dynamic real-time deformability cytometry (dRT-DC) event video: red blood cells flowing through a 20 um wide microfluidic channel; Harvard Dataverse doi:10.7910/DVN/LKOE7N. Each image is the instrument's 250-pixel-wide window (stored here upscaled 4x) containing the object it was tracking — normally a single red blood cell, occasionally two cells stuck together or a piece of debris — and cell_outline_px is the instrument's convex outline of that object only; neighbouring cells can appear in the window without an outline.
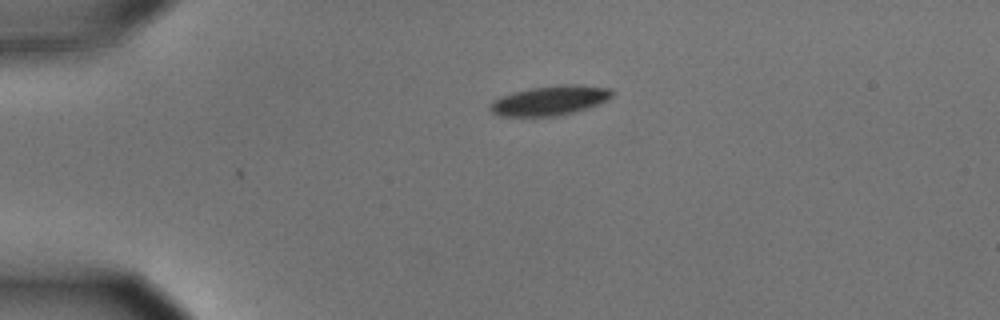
{"species": "common noctule bat (a hibernating species)", "species_latin": "Nyctalus noctula", "temperature_condition": "cold", "stored_images_in_passage": 9, "camera_frame_rate_fps": 3000, "um_per_image_px": 0.085, "animal": {"sex": "male", "body_mass_g": 15.6}, "frame": {"image": 1, "passage_image": 1, "time_ms": 0.0, "image_size_px": [1000, 320], "cell_outline_px": [[612, 96], [588, 108], [556, 116], [500, 116], [492, 112], [488, 108], [488, 104], [492, 100], [500, 96], [512, 92], [532, 88], [560, 84], [576, 84], [608, 88], [612, 92]], "centroid_in_image_um": [46.65, 8.54], "position_along_channel_um": 38.3, "area_um2": 20.92}}
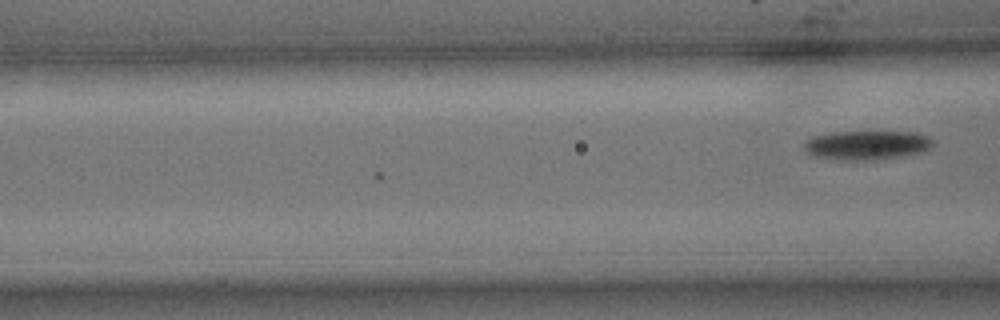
{"frame": {"image": 2, "passage_image": 9, "time_ms": 2.667, "image_size_px": [1000, 320], "cell_outline_px": [[932, 144], [928, 148], [920, 152], [900, 156], [876, 160], [840, 160], [812, 156], [804, 148], [804, 144], [812, 136], [832, 132], [912, 132], [928, 136], [932, 140]], "centroid_in_image_um": [73.63, 12.34], "position_along_channel_um": 93.0, "area_um2": 21.68}}